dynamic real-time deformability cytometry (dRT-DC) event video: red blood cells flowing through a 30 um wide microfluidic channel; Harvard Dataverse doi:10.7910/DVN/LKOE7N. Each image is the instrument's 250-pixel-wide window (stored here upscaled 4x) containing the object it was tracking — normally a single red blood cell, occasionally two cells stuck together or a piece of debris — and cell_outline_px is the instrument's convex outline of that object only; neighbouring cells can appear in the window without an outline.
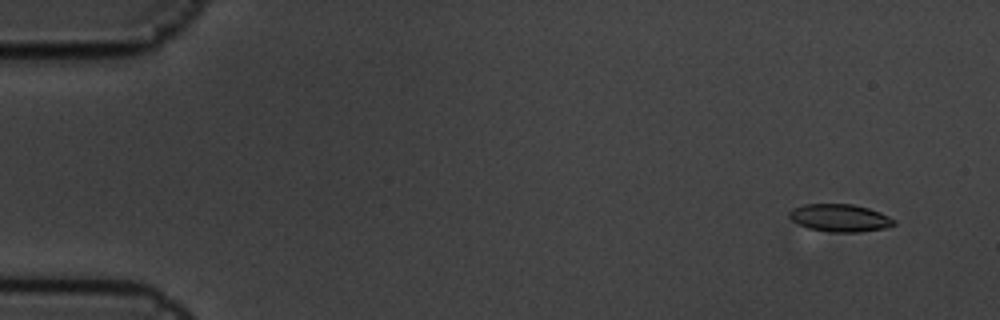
{"species": "common noctule bat (a hibernating species)", "species_latin": "Nyctalus noctula", "temperature_condition": "cold", "stored_images_in_passage": 6, "camera_frame_rate_fps": 3000, "um_per_image_px": 0.085, "animal": {"sex": "male", "body_mass_g": 19.5, "forearm_length_mm": 54.6}, "frame": {"image": 1, "passage_image": 2, "time_ms": 0.333, "image_size_px": [1000, 320], "cell_outline_px": [[896, 224], [884, 228], [860, 232], [828, 232], [808, 228], [792, 220], [788, 216], [788, 212], [792, 208], [804, 204], [852, 204], [868, 208], [880, 212], [896, 220]], "centroid_in_image_um": [71.38, 18.52], "position_along_channel_um": 13.6, "area_um2": 16.88}}
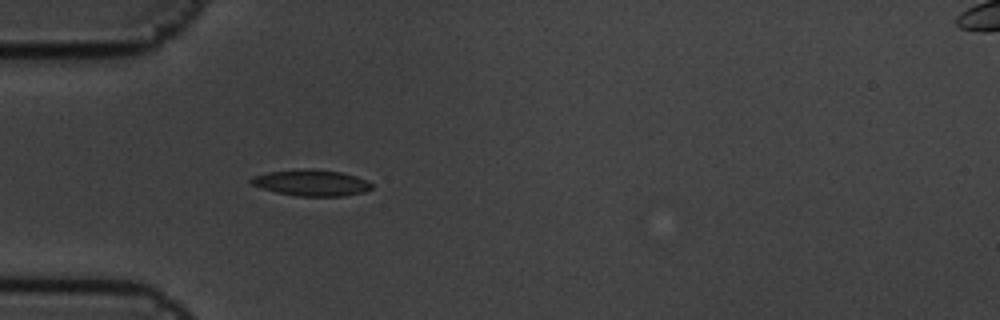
{"frame": {"image": 2, "passage_image": 6, "time_ms": 1.667, "image_size_px": [1000, 320], "cell_outline_px": [[372, 188], [364, 192], [344, 196], [296, 196], [276, 192], [252, 184], [248, 180], [252, 176], [268, 172], [312, 168], [340, 172], [356, 176], [368, 180], [372, 184]], "centroid_in_image_um": [26.49, 15.54], "position_along_channel_um": 58.5, "area_um2": 18.38}}